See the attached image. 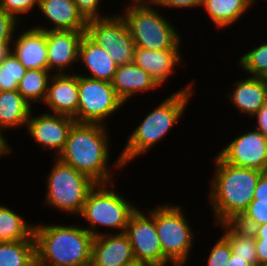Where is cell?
Returning <instances> with one entry per match:
<instances>
[{
  "instance_id": "1",
  "label": "cell",
  "mask_w": 267,
  "mask_h": 266,
  "mask_svg": "<svg viewBox=\"0 0 267 266\" xmlns=\"http://www.w3.org/2000/svg\"><path fill=\"white\" fill-rule=\"evenodd\" d=\"M215 178L211 182L210 205L216 223L235 222L253 200L258 180L263 173L258 169L238 167L215 157Z\"/></svg>"
},
{
  "instance_id": "2",
  "label": "cell",
  "mask_w": 267,
  "mask_h": 266,
  "mask_svg": "<svg viewBox=\"0 0 267 266\" xmlns=\"http://www.w3.org/2000/svg\"><path fill=\"white\" fill-rule=\"evenodd\" d=\"M106 124L77 123L71 127L58 158L96 183H111L108 170L109 148Z\"/></svg>"
},
{
  "instance_id": "3",
  "label": "cell",
  "mask_w": 267,
  "mask_h": 266,
  "mask_svg": "<svg viewBox=\"0 0 267 266\" xmlns=\"http://www.w3.org/2000/svg\"><path fill=\"white\" fill-rule=\"evenodd\" d=\"M36 261L46 266H90L94 236L85 228L34 226Z\"/></svg>"
},
{
  "instance_id": "4",
  "label": "cell",
  "mask_w": 267,
  "mask_h": 266,
  "mask_svg": "<svg viewBox=\"0 0 267 266\" xmlns=\"http://www.w3.org/2000/svg\"><path fill=\"white\" fill-rule=\"evenodd\" d=\"M193 82L186 88H181L165 99L159 106L151 111L136 127L119 155L115 167H124L129 161L134 160L142 153L148 151L151 146L166 136L172 126L180 120L193 95ZM192 85V86H191Z\"/></svg>"
},
{
  "instance_id": "5",
  "label": "cell",
  "mask_w": 267,
  "mask_h": 266,
  "mask_svg": "<svg viewBox=\"0 0 267 266\" xmlns=\"http://www.w3.org/2000/svg\"><path fill=\"white\" fill-rule=\"evenodd\" d=\"M45 204L80 215L87 195L97 184L88 175L75 170L58 157L47 177Z\"/></svg>"
},
{
  "instance_id": "6",
  "label": "cell",
  "mask_w": 267,
  "mask_h": 266,
  "mask_svg": "<svg viewBox=\"0 0 267 266\" xmlns=\"http://www.w3.org/2000/svg\"><path fill=\"white\" fill-rule=\"evenodd\" d=\"M155 219L163 252V266H184L193 244V231L180 206L161 205L149 212Z\"/></svg>"
},
{
  "instance_id": "7",
  "label": "cell",
  "mask_w": 267,
  "mask_h": 266,
  "mask_svg": "<svg viewBox=\"0 0 267 266\" xmlns=\"http://www.w3.org/2000/svg\"><path fill=\"white\" fill-rule=\"evenodd\" d=\"M125 19L135 47L149 50L172 49L179 41L178 31L151 5H129Z\"/></svg>"
},
{
  "instance_id": "8",
  "label": "cell",
  "mask_w": 267,
  "mask_h": 266,
  "mask_svg": "<svg viewBox=\"0 0 267 266\" xmlns=\"http://www.w3.org/2000/svg\"><path fill=\"white\" fill-rule=\"evenodd\" d=\"M108 187L107 183H97L88 193L80 214L90 224V229L86 230L94 237L101 235L94 230L97 225L125 232L131 215L137 210L131 202L125 201L120 194Z\"/></svg>"
},
{
  "instance_id": "9",
  "label": "cell",
  "mask_w": 267,
  "mask_h": 266,
  "mask_svg": "<svg viewBox=\"0 0 267 266\" xmlns=\"http://www.w3.org/2000/svg\"><path fill=\"white\" fill-rule=\"evenodd\" d=\"M77 123H98L123 106L111 82L78 75Z\"/></svg>"
},
{
  "instance_id": "10",
  "label": "cell",
  "mask_w": 267,
  "mask_h": 266,
  "mask_svg": "<svg viewBox=\"0 0 267 266\" xmlns=\"http://www.w3.org/2000/svg\"><path fill=\"white\" fill-rule=\"evenodd\" d=\"M85 34L102 46L117 66L134 62L135 46L122 15L102 16L87 22Z\"/></svg>"
},
{
  "instance_id": "11",
  "label": "cell",
  "mask_w": 267,
  "mask_h": 266,
  "mask_svg": "<svg viewBox=\"0 0 267 266\" xmlns=\"http://www.w3.org/2000/svg\"><path fill=\"white\" fill-rule=\"evenodd\" d=\"M137 209L126 227L135 260L149 266H163V252L154 217Z\"/></svg>"
},
{
  "instance_id": "12",
  "label": "cell",
  "mask_w": 267,
  "mask_h": 266,
  "mask_svg": "<svg viewBox=\"0 0 267 266\" xmlns=\"http://www.w3.org/2000/svg\"><path fill=\"white\" fill-rule=\"evenodd\" d=\"M226 163L267 171V137L258 129L236 137L218 154Z\"/></svg>"
},
{
  "instance_id": "13",
  "label": "cell",
  "mask_w": 267,
  "mask_h": 266,
  "mask_svg": "<svg viewBox=\"0 0 267 266\" xmlns=\"http://www.w3.org/2000/svg\"><path fill=\"white\" fill-rule=\"evenodd\" d=\"M30 116L27 121V131L31 137L47 149L56 150V157L63 151L68 133L76 122L73 117L52 113Z\"/></svg>"
},
{
  "instance_id": "14",
  "label": "cell",
  "mask_w": 267,
  "mask_h": 266,
  "mask_svg": "<svg viewBox=\"0 0 267 266\" xmlns=\"http://www.w3.org/2000/svg\"><path fill=\"white\" fill-rule=\"evenodd\" d=\"M130 240L125 232L103 233L94 237L90 266H125L135 262Z\"/></svg>"
},
{
  "instance_id": "15",
  "label": "cell",
  "mask_w": 267,
  "mask_h": 266,
  "mask_svg": "<svg viewBox=\"0 0 267 266\" xmlns=\"http://www.w3.org/2000/svg\"><path fill=\"white\" fill-rule=\"evenodd\" d=\"M85 31L47 30L48 70L57 69L58 74L66 73V68L78 61L79 45Z\"/></svg>"
},
{
  "instance_id": "16",
  "label": "cell",
  "mask_w": 267,
  "mask_h": 266,
  "mask_svg": "<svg viewBox=\"0 0 267 266\" xmlns=\"http://www.w3.org/2000/svg\"><path fill=\"white\" fill-rule=\"evenodd\" d=\"M44 103L54 114L75 117L78 111V74L51 75Z\"/></svg>"
},
{
  "instance_id": "17",
  "label": "cell",
  "mask_w": 267,
  "mask_h": 266,
  "mask_svg": "<svg viewBox=\"0 0 267 266\" xmlns=\"http://www.w3.org/2000/svg\"><path fill=\"white\" fill-rule=\"evenodd\" d=\"M181 40L172 49L149 50L135 47L134 63L148 72L159 85L170 77L180 61Z\"/></svg>"
},
{
  "instance_id": "18",
  "label": "cell",
  "mask_w": 267,
  "mask_h": 266,
  "mask_svg": "<svg viewBox=\"0 0 267 266\" xmlns=\"http://www.w3.org/2000/svg\"><path fill=\"white\" fill-rule=\"evenodd\" d=\"M38 7L54 27L49 29L38 26L35 29L86 31L88 20L78 10L73 0H39Z\"/></svg>"
},
{
  "instance_id": "19",
  "label": "cell",
  "mask_w": 267,
  "mask_h": 266,
  "mask_svg": "<svg viewBox=\"0 0 267 266\" xmlns=\"http://www.w3.org/2000/svg\"><path fill=\"white\" fill-rule=\"evenodd\" d=\"M12 42L14 43L12 52L27 70L48 69L45 31L26 29Z\"/></svg>"
},
{
  "instance_id": "20",
  "label": "cell",
  "mask_w": 267,
  "mask_h": 266,
  "mask_svg": "<svg viewBox=\"0 0 267 266\" xmlns=\"http://www.w3.org/2000/svg\"><path fill=\"white\" fill-rule=\"evenodd\" d=\"M111 83L124 103L137 92L143 93L160 86L148 72L134 62L117 66Z\"/></svg>"
},
{
  "instance_id": "21",
  "label": "cell",
  "mask_w": 267,
  "mask_h": 266,
  "mask_svg": "<svg viewBox=\"0 0 267 266\" xmlns=\"http://www.w3.org/2000/svg\"><path fill=\"white\" fill-rule=\"evenodd\" d=\"M78 58L82 60V63L87 66L86 68L92 74L86 77L112 82L117 65L110 54L86 34L81 39Z\"/></svg>"
},
{
  "instance_id": "22",
  "label": "cell",
  "mask_w": 267,
  "mask_h": 266,
  "mask_svg": "<svg viewBox=\"0 0 267 266\" xmlns=\"http://www.w3.org/2000/svg\"><path fill=\"white\" fill-rule=\"evenodd\" d=\"M249 76L236 81L233 92L228 96L240 113L252 117L265 105V78Z\"/></svg>"
},
{
  "instance_id": "23",
  "label": "cell",
  "mask_w": 267,
  "mask_h": 266,
  "mask_svg": "<svg viewBox=\"0 0 267 266\" xmlns=\"http://www.w3.org/2000/svg\"><path fill=\"white\" fill-rule=\"evenodd\" d=\"M31 103L15 91H0V128H17L27 125Z\"/></svg>"
},
{
  "instance_id": "24",
  "label": "cell",
  "mask_w": 267,
  "mask_h": 266,
  "mask_svg": "<svg viewBox=\"0 0 267 266\" xmlns=\"http://www.w3.org/2000/svg\"><path fill=\"white\" fill-rule=\"evenodd\" d=\"M251 4L249 0H204L202 6L215 25L223 28L242 17Z\"/></svg>"
},
{
  "instance_id": "25",
  "label": "cell",
  "mask_w": 267,
  "mask_h": 266,
  "mask_svg": "<svg viewBox=\"0 0 267 266\" xmlns=\"http://www.w3.org/2000/svg\"><path fill=\"white\" fill-rule=\"evenodd\" d=\"M34 226L10 208L0 205V242L34 240Z\"/></svg>"
},
{
  "instance_id": "26",
  "label": "cell",
  "mask_w": 267,
  "mask_h": 266,
  "mask_svg": "<svg viewBox=\"0 0 267 266\" xmlns=\"http://www.w3.org/2000/svg\"><path fill=\"white\" fill-rule=\"evenodd\" d=\"M35 240L0 242V266H33Z\"/></svg>"
},
{
  "instance_id": "27",
  "label": "cell",
  "mask_w": 267,
  "mask_h": 266,
  "mask_svg": "<svg viewBox=\"0 0 267 266\" xmlns=\"http://www.w3.org/2000/svg\"><path fill=\"white\" fill-rule=\"evenodd\" d=\"M219 225L225 231L223 237L230 243L232 253L242 259H257L255 236L250 230L243 229L234 222Z\"/></svg>"
},
{
  "instance_id": "28",
  "label": "cell",
  "mask_w": 267,
  "mask_h": 266,
  "mask_svg": "<svg viewBox=\"0 0 267 266\" xmlns=\"http://www.w3.org/2000/svg\"><path fill=\"white\" fill-rule=\"evenodd\" d=\"M52 74L48 69L26 70L24 77L19 82L18 92L27 102L43 101L47 95L49 80Z\"/></svg>"
},
{
  "instance_id": "29",
  "label": "cell",
  "mask_w": 267,
  "mask_h": 266,
  "mask_svg": "<svg viewBox=\"0 0 267 266\" xmlns=\"http://www.w3.org/2000/svg\"><path fill=\"white\" fill-rule=\"evenodd\" d=\"M25 66L11 51L0 63V91L18 90L19 82L26 73Z\"/></svg>"
},
{
  "instance_id": "30",
  "label": "cell",
  "mask_w": 267,
  "mask_h": 266,
  "mask_svg": "<svg viewBox=\"0 0 267 266\" xmlns=\"http://www.w3.org/2000/svg\"><path fill=\"white\" fill-rule=\"evenodd\" d=\"M239 65L253 77L267 78V43H262L240 57Z\"/></svg>"
},
{
  "instance_id": "31",
  "label": "cell",
  "mask_w": 267,
  "mask_h": 266,
  "mask_svg": "<svg viewBox=\"0 0 267 266\" xmlns=\"http://www.w3.org/2000/svg\"><path fill=\"white\" fill-rule=\"evenodd\" d=\"M239 227L252 230L255 226H260L267 223V201L252 200L248 208L234 222Z\"/></svg>"
},
{
  "instance_id": "32",
  "label": "cell",
  "mask_w": 267,
  "mask_h": 266,
  "mask_svg": "<svg viewBox=\"0 0 267 266\" xmlns=\"http://www.w3.org/2000/svg\"><path fill=\"white\" fill-rule=\"evenodd\" d=\"M232 250L230 243L223 237L210 250L207 266H227Z\"/></svg>"
},
{
  "instance_id": "33",
  "label": "cell",
  "mask_w": 267,
  "mask_h": 266,
  "mask_svg": "<svg viewBox=\"0 0 267 266\" xmlns=\"http://www.w3.org/2000/svg\"><path fill=\"white\" fill-rule=\"evenodd\" d=\"M39 0H0V9L20 20L19 14H27L34 6H38Z\"/></svg>"
},
{
  "instance_id": "34",
  "label": "cell",
  "mask_w": 267,
  "mask_h": 266,
  "mask_svg": "<svg viewBox=\"0 0 267 266\" xmlns=\"http://www.w3.org/2000/svg\"><path fill=\"white\" fill-rule=\"evenodd\" d=\"M18 22L12 15L0 9V44H12Z\"/></svg>"
},
{
  "instance_id": "35",
  "label": "cell",
  "mask_w": 267,
  "mask_h": 266,
  "mask_svg": "<svg viewBox=\"0 0 267 266\" xmlns=\"http://www.w3.org/2000/svg\"><path fill=\"white\" fill-rule=\"evenodd\" d=\"M251 232L255 236L258 265H267V223L255 226Z\"/></svg>"
},
{
  "instance_id": "36",
  "label": "cell",
  "mask_w": 267,
  "mask_h": 266,
  "mask_svg": "<svg viewBox=\"0 0 267 266\" xmlns=\"http://www.w3.org/2000/svg\"><path fill=\"white\" fill-rule=\"evenodd\" d=\"M78 10L87 19L101 18L99 5L101 0H73Z\"/></svg>"
},
{
  "instance_id": "37",
  "label": "cell",
  "mask_w": 267,
  "mask_h": 266,
  "mask_svg": "<svg viewBox=\"0 0 267 266\" xmlns=\"http://www.w3.org/2000/svg\"><path fill=\"white\" fill-rule=\"evenodd\" d=\"M204 0H160V6L166 7H174V8H193L200 7L203 5Z\"/></svg>"
},
{
  "instance_id": "38",
  "label": "cell",
  "mask_w": 267,
  "mask_h": 266,
  "mask_svg": "<svg viewBox=\"0 0 267 266\" xmlns=\"http://www.w3.org/2000/svg\"><path fill=\"white\" fill-rule=\"evenodd\" d=\"M253 200L267 201V171L263 172L254 191Z\"/></svg>"
},
{
  "instance_id": "39",
  "label": "cell",
  "mask_w": 267,
  "mask_h": 266,
  "mask_svg": "<svg viewBox=\"0 0 267 266\" xmlns=\"http://www.w3.org/2000/svg\"><path fill=\"white\" fill-rule=\"evenodd\" d=\"M257 118V124L254 126L260 132H262L267 137V105H264L255 115Z\"/></svg>"
},
{
  "instance_id": "40",
  "label": "cell",
  "mask_w": 267,
  "mask_h": 266,
  "mask_svg": "<svg viewBox=\"0 0 267 266\" xmlns=\"http://www.w3.org/2000/svg\"><path fill=\"white\" fill-rule=\"evenodd\" d=\"M258 259H242L237 257L236 254L232 253L228 260L227 266H257Z\"/></svg>"
},
{
  "instance_id": "41",
  "label": "cell",
  "mask_w": 267,
  "mask_h": 266,
  "mask_svg": "<svg viewBox=\"0 0 267 266\" xmlns=\"http://www.w3.org/2000/svg\"><path fill=\"white\" fill-rule=\"evenodd\" d=\"M4 129L0 128V157L2 155H6L7 153L10 154L11 151V147H9V144L7 143L4 135H2Z\"/></svg>"
},
{
  "instance_id": "42",
  "label": "cell",
  "mask_w": 267,
  "mask_h": 266,
  "mask_svg": "<svg viewBox=\"0 0 267 266\" xmlns=\"http://www.w3.org/2000/svg\"><path fill=\"white\" fill-rule=\"evenodd\" d=\"M11 44H0V63L8 56L12 51Z\"/></svg>"
},
{
  "instance_id": "43",
  "label": "cell",
  "mask_w": 267,
  "mask_h": 266,
  "mask_svg": "<svg viewBox=\"0 0 267 266\" xmlns=\"http://www.w3.org/2000/svg\"><path fill=\"white\" fill-rule=\"evenodd\" d=\"M131 1H133V3L131 2L132 5H150L151 3V6L153 5L156 6L160 2V0H131Z\"/></svg>"
},
{
  "instance_id": "44",
  "label": "cell",
  "mask_w": 267,
  "mask_h": 266,
  "mask_svg": "<svg viewBox=\"0 0 267 266\" xmlns=\"http://www.w3.org/2000/svg\"><path fill=\"white\" fill-rule=\"evenodd\" d=\"M125 266H149V265H147L145 263H141V262L135 261V262H133L131 264H128V265H125Z\"/></svg>"
},
{
  "instance_id": "45",
  "label": "cell",
  "mask_w": 267,
  "mask_h": 266,
  "mask_svg": "<svg viewBox=\"0 0 267 266\" xmlns=\"http://www.w3.org/2000/svg\"><path fill=\"white\" fill-rule=\"evenodd\" d=\"M265 105H267V78H265Z\"/></svg>"
},
{
  "instance_id": "46",
  "label": "cell",
  "mask_w": 267,
  "mask_h": 266,
  "mask_svg": "<svg viewBox=\"0 0 267 266\" xmlns=\"http://www.w3.org/2000/svg\"><path fill=\"white\" fill-rule=\"evenodd\" d=\"M33 266H46V265H43V264H41V263H39L38 261L35 260Z\"/></svg>"
}]
</instances>
